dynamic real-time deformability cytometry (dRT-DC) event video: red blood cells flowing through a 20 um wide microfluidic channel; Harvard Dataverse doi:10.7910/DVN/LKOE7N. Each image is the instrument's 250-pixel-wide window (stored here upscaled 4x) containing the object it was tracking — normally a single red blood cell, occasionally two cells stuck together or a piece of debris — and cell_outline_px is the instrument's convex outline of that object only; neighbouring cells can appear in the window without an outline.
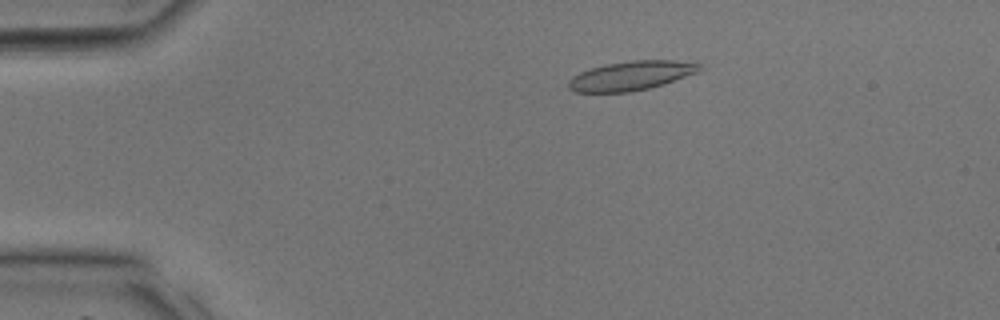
{"species": "common noctule bat (a hibernating species)", "species_latin": "Nyctalus noctula", "temperature_condition": "room temperature", "stored_images_in_passage": 37, "camera_frame_rate_fps": 3000, "um_per_image_px": 0.085, "animal": {"sex": "male", "body_mass_g": 17.9, "forearm_length_mm": 54.2}, "frame": {"image": 1, "passage_image": 7, "time_ms": 2.0, "image_size_px": [1000, 320], "cell_outline_px": [[704, 68], [700, 72], [664, 84], [648, 88], [628, 92], [576, 92], [568, 88], [568, 80], [572, 76], [580, 72], [604, 64], [632, 60], [672, 60], [700, 64]], "centroid_in_image_um": [53.66, 6.43], "position_along_channel_um": 31.3, "area_um2": 22.37}}
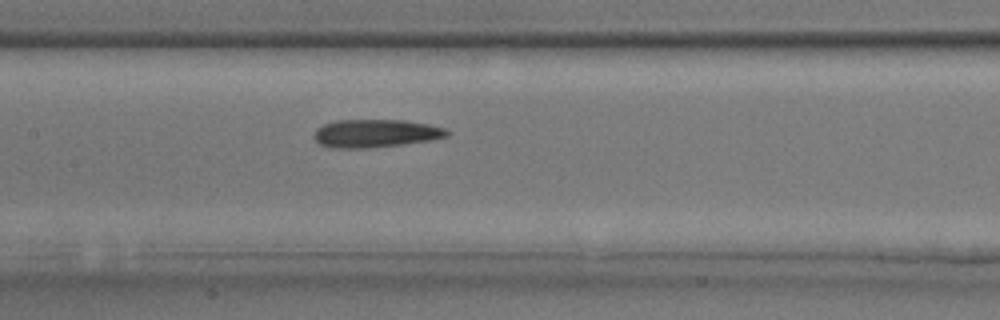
{"frame": {"image": 2, "passage_image": 18, "time_ms": 5.667, "image_size_px": [1000, 320], "cell_outline_px": [[448, 136], [428, 140], [400, 144], [368, 148], [328, 148], [320, 144], [312, 136], [316, 128], [324, 124], [336, 120], [404, 120], [428, 124], [444, 128], [448, 132]], "centroid_in_image_um": [31.85, 11.33], "position_along_channel_um": 175.6, "area_um2": 21.62}}
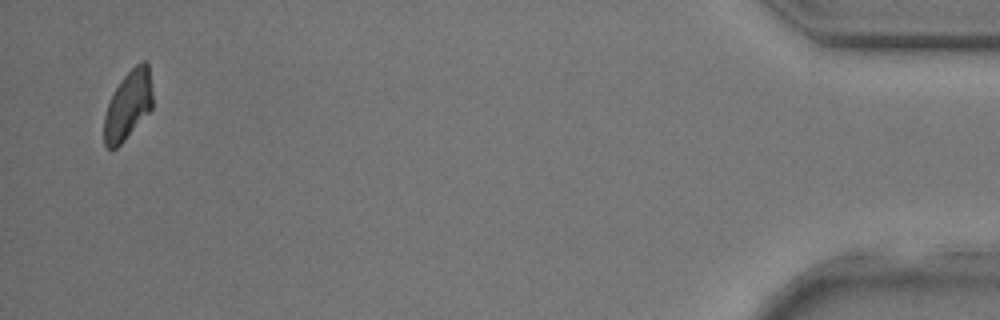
{"frame": {"image": 3, "passage_image": 36, "time_ms": 11.667, "image_size_px": [1000, 320], "cell_outline_px": [[152, 108], [124, 140], [116, 148], [108, 148], [104, 144], [104, 116], [112, 92], [124, 76], [136, 64], [144, 60], [148, 60], [152, 92]], "centroid_in_image_um": [10.88, 8.91], "position_along_channel_um": 424.3, "area_um2": 19.31}}